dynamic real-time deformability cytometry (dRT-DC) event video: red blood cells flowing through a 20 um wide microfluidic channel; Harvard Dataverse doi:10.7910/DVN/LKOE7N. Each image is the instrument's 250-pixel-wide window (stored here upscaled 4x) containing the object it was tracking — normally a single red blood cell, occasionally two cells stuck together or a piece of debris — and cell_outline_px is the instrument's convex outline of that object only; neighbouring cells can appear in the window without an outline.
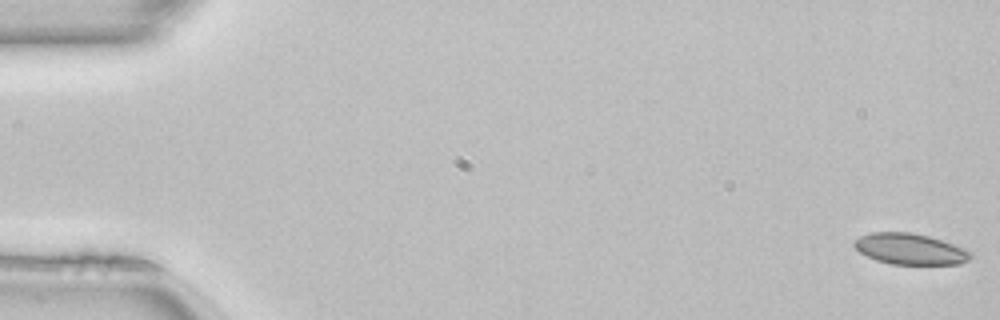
{"species": "common noctule bat (a hibernating species)", "species_latin": "Nyctalus noctula", "temperature_condition": "room temperature", "stored_images_in_passage": 50, "camera_frame_rate_fps": 3000, "um_per_image_px": 0.085, "animal": {"sex": "female", "body_mass_g": 22.7, "forearm_length_mm": 54.2}, "frame": {"image": 1, "passage_image": 1, "time_ms": 0.0, "image_size_px": [1000, 320], "cell_outline_px": [[972, 256], [968, 260], [960, 264], [892, 264], [876, 260], [860, 252], [852, 244], [852, 240], [860, 236], [872, 232], [912, 232], [928, 236], [964, 248], [972, 252]], "centroid_in_image_um": [77.33, 21.16], "position_along_channel_um": 7.7, "area_um2": 20.98}}
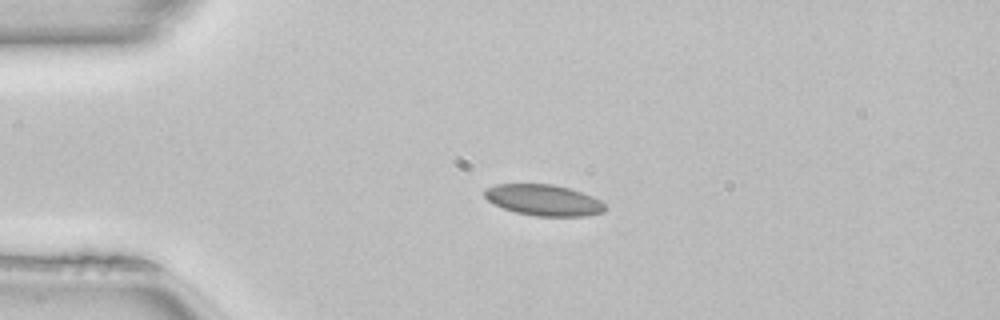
{"frame": {"image": 2, "passage_image": 12, "time_ms": 3.667, "image_size_px": [1000, 320], "cell_outline_px": [[604, 212], [584, 216], [536, 216], [516, 212], [504, 208], [488, 200], [484, 196], [484, 188], [496, 184], [552, 184], [568, 188], [592, 196], [600, 200], [604, 204]], "centroid_in_image_um": [46.19, 17.0], "position_along_channel_um": 38.8, "area_um2": 21.62}}
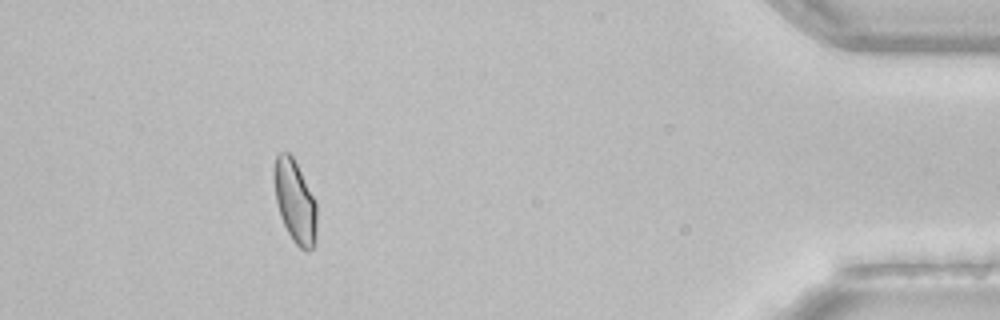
{"frame": {"image": 3, "passage_image": 46, "time_ms": 15.0, "image_size_px": [1000, 320], "cell_outline_px": [[316, 244], [308, 252], [300, 248], [292, 240], [280, 216], [276, 204], [272, 176], [272, 168], [276, 156], [280, 152], [288, 152], [292, 156], [316, 200]], "centroid_in_image_um": [25.05, 17.12], "position_along_channel_um": 410.1, "area_um2": 20.98}, "authors_computed_cell_mechanics": {"area_um2": 21.3282, "velocity_mm_per_s": 4.0802, "shape_relaxation_time_tau1_ms": 5.6532, "shape_relaxation_time_tau2_ms": 1.508, "deformation_change_tau1": 0.1218, "deformation_change_tau2": 0.0608}}